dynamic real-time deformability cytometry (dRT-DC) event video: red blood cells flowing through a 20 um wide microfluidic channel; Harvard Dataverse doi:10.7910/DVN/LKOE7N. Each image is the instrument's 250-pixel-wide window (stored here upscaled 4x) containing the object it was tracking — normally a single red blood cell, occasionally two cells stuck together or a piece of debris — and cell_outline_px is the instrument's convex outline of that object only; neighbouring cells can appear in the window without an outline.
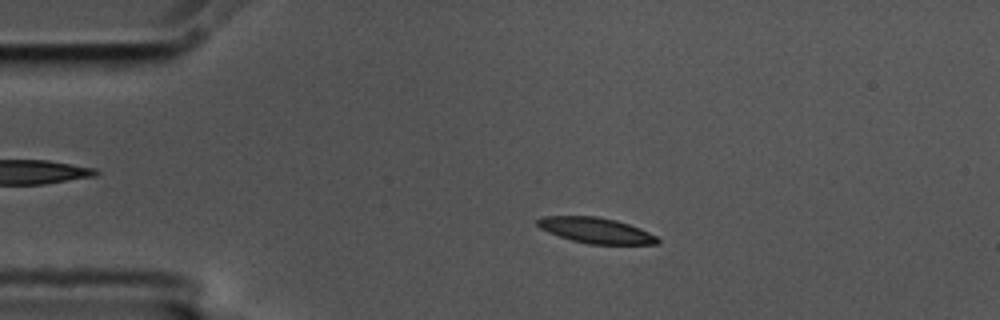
{"species": "common noctule bat (a hibernating species)", "species_latin": "Nyctalus noctula", "temperature_condition": "cold", "stored_images_in_passage": 57, "camera_frame_rate_fps": 3000, "um_per_image_px": 0.085, "animal": {"sex": "male", "body_mass_g": 17.5, "forearm_length_mm": 52.3}, "frame": {"image": 1, "passage_image": 11, "time_ms": 3.333, "image_size_px": [1000, 320], "cell_outline_px": [[660, 240], [656, 244], [588, 244], [572, 240], [548, 232], [540, 228], [536, 224], [536, 220], [544, 216], [596, 216], [616, 220], [640, 228], [656, 236]], "centroid_in_image_um": [50.63, 19.58], "position_along_channel_um": 34.4, "area_um2": 17.8}}
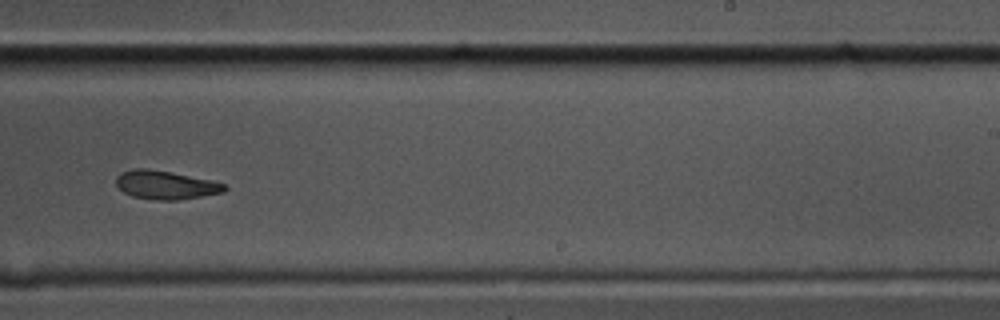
{"frame": {"image": 2, "passage_image": 35, "time_ms": 11.333, "image_size_px": [1000, 320], "cell_outline_px": [[228, 188], [224, 192], [176, 200], [152, 200], [132, 196], [124, 192], [116, 184], [116, 176], [120, 172], [132, 168], [144, 168], [168, 172], [208, 180], [224, 184]], "centroid_in_image_um": [14.01, 15.73], "position_along_channel_um": 275.0, "area_um2": 17.74}}
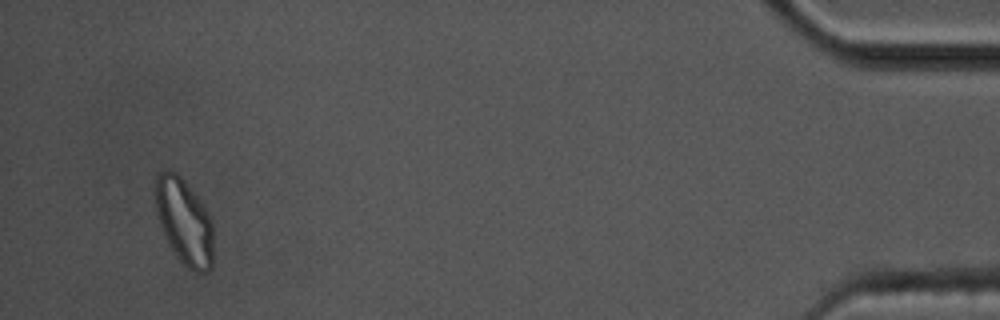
{"frame": {"image": 3, "passage_image": 54, "time_ms": 17.667, "image_size_px": [1000, 320], "cell_outline_px": [[212, 268], [208, 272], [192, 272], [180, 260], [164, 236], [160, 224], [156, 208], [156, 176], [164, 168], [168, 168], [176, 172], [184, 180], [200, 200], [208, 212], [212, 220]], "centroid_in_image_um": [15.67, 18.82], "position_along_channel_um": 419.5, "area_um2": 28.96}, "authors_computed_cell_mechanics": {"area_um2": 18.5538, "velocity_mm_per_s": 3.4994, "shape_relaxation_time_tau1_ms": 8.105, "shape_relaxation_time_tau2_ms": null, "deformation_change_tau1": 0.189, "deformation_change_tau2": null}}